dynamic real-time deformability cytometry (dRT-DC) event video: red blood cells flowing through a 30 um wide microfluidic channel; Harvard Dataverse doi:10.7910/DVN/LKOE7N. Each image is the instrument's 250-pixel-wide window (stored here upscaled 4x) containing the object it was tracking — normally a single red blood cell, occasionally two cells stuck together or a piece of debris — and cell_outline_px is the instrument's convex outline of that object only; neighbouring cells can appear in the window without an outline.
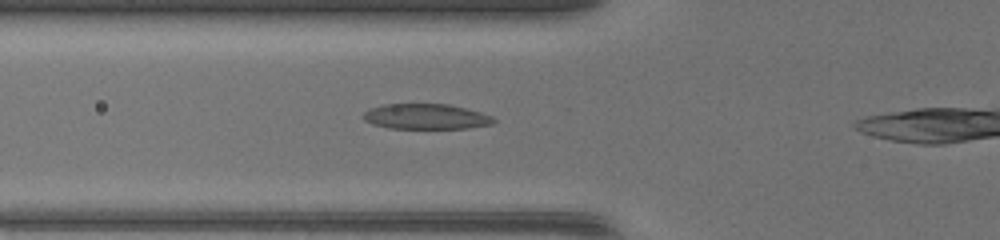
{"species": "common noctule bat (a hibernating species)", "species_latin": "Nyctalus noctula", "temperature_condition": "warm", "stored_images_in_passage": 31, "camera_frame_rate_fps": 3000, "um_per_image_px": 0.085, "animal": {"sex": "female", "body_mass_g": 17.0, "forearm_length_mm": 48.0}, "frame": {"image": 1, "passage_image": 8, "time_ms": 2.333, "image_size_px": [1000, 240], "cell_outline_px": [[496, 120], [492, 124], [468, 128], [388, 128], [372, 124], [364, 120], [360, 116], [368, 108], [384, 104], [448, 104], [480, 112], [492, 116]], "centroid_in_image_um": [36.15, 9.9], "position_along_channel_um": 89.6, "area_um2": 19.31}}
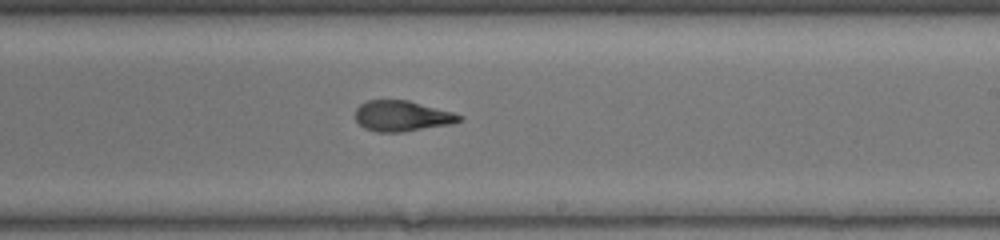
{"frame": {"image": 2, "passage_image": 19, "time_ms": 6.0, "image_size_px": [1000, 240], "cell_outline_px": [[464, 120], [452, 124], [400, 132], [376, 132], [364, 128], [356, 120], [356, 108], [360, 104], [368, 100], [408, 100], [452, 112], [464, 116]], "centroid_in_image_um": [34.19, 9.86], "position_along_channel_um": 254.8, "area_um2": 18.55}}
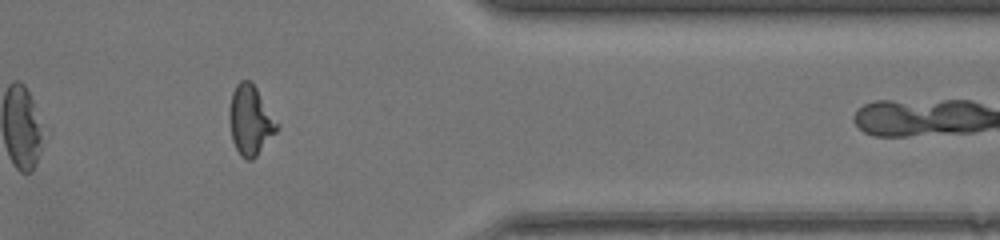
{"frame": {"image": 3, "passage_image": 29, "time_ms": 9.333, "image_size_px": [1000, 240], "cell_outline_px": [[280, 128], [256, 156], [252, 160], [248, 160], [240, 156], [232, 140], [228, 116], [228, 112], [232, 92], [236, 84], [240, 80], [252, 80], [280, 124]], "centroid_in_image_um": [21.29, 10.2], "position_along_channel_um": 390.1, "area_um2": 19.77}}